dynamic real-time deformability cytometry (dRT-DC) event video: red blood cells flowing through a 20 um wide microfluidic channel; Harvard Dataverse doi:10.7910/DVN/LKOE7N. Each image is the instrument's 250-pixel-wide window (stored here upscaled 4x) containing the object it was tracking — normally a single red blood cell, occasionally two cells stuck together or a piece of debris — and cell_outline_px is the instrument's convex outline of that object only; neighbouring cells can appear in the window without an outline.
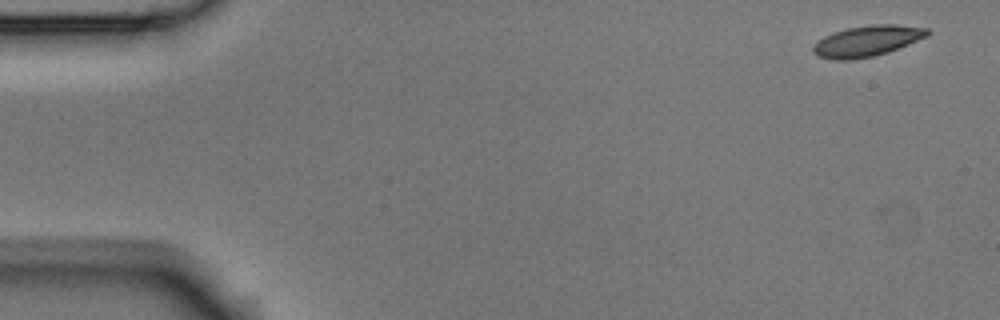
{"species": "Egyptian fruit bat (a non-hibernating species)", "species_latin": "Rousettus aegyptiacus", "temperature_condition": "room temperature", "stored_images_in_passage": 5, "camera_frame_rate_fps": 3000, "um_per_image_px": 0.085, "animal": {"sex": "male"}, "frame": {"image": 1, "passage_image": 1, "time_ms": 0.0, "image_size_px": [1000, 320], "cell_outline_px": [[932, 32], [928, 36], [888, 52], [876, 56], [852, 60], [832, 60], [816, 56], [812, 52], [812, 48], [824, 36], [832, 32], [848, 28], [872, 24], [896, 24], [928, 28]], "centroid_in_image_um": [73.71, 3.49], "position_along_channel_um": 11.3, "area_um2": 20.75}}